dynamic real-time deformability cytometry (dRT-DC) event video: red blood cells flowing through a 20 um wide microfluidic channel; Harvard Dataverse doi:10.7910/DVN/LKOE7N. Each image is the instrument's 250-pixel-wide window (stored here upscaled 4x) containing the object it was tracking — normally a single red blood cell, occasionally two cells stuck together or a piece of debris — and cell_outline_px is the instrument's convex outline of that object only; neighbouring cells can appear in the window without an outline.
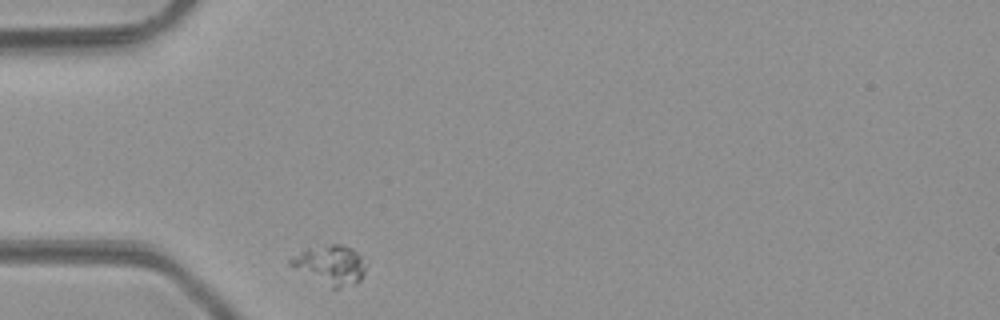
{"species": "common noctule bat (a hibernating species)", "species_latin": "Nyctalus noctula", "temperature_condition": "room temperature", "stored_images_in_passage": 29, "camera_frame_rate_fps": 3000, "um_per_image_px": 0.085, "animal": {"sex": "male", "body_mass_g": 23.1, "forearm_length_mm": 52.7}, "frame": {"image": 1, "passage_image": 1, "time_ms": 0.0, "image_size_px": [1000, 320], "cell_outline_px": [[364, 276], [356, 284], [336, 288], [332, 288], [288, 264], [288, 260], [292, 256], [308, 248], [332, 244], [340, 244], [352, 248], [360, 256], [364, 268]], "centroid_in_image_um": [28.08, 22.51], "position_along_channel_um": 56.9, "area_um2": 16.76}}
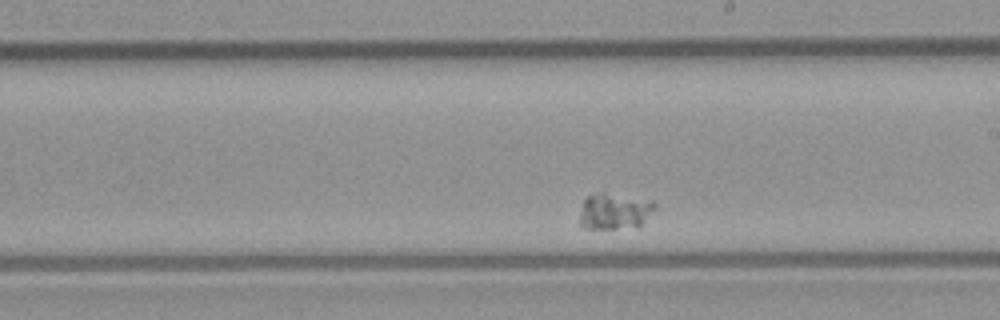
{"frame": {"image": 2, "passage_image": 17, "time_ms": 5.333, "image_size_px": [1000, 320], "cell_outline_px": [[656, 208], [640, 228], [584, 228], [580, 224], [580, 216], [584, 200], [588, 196], [604, 192], [652, 200], [656, 204]], "centroid_in_image_um": [52.3, 17.97], "position_along_channel_um": 236.7, "area_um2": 16.01}}
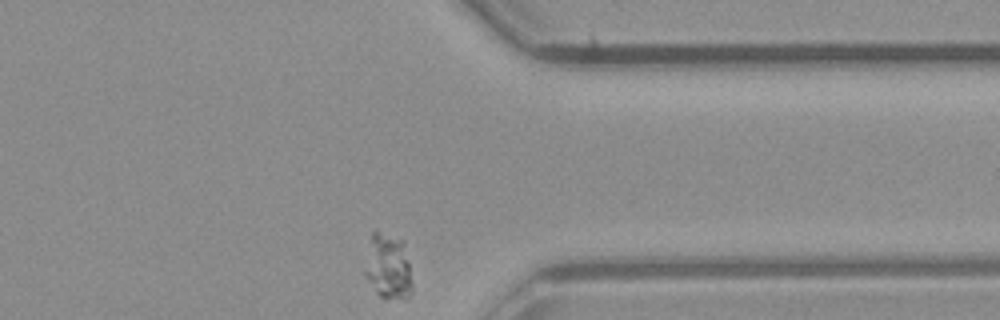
{"frame": {"image": 3, "passage_image": 29, "time_ms": 9.333, "image_size_px": [1000, 320], "cell_outline_px": [[412, 288], [408, 296], [380, 296], [376, 292], [364, 276], [364, 272], [372, 232], [376, 228], [404, 240], [412, 284]], "centroid_in_image_um": [32.98, 22.56], "position_along_channel_um": 378.4, "area_um2": 17.74}}